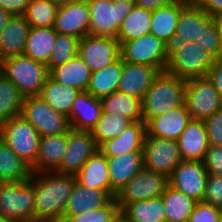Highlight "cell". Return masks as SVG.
Returning a JSON list of instances; mask_svg holds the SVG:
<instances>
[{
	"label": "cell",
	"instance_id": "e575fe53",
	"mask_svg": "<svg viewBox=\"0 0 222 222\" xmlns=\"http://www.w3.org/2000/svg\"><path fill=\"white\" fill-rule=\"evenodd\" d=\"M166 222H188L197 201L168 185L161 196Z\"/></svg>",
	"mask_w": 222,
	"mask_h": 222
},
{
	"label": "cell",
	"instance_id": "7c38bea8",
	"mask_svg": "<svg viewBox=\"0 0 222 222\" xmlns=\"http://www.w3.org/2000/svg\"><path fill=\"white\" fill-rule=\"evenodd\" d=\"M143 167L170 176L182 162L178 141L146 136L143 146Z\"/></svg>",
	"mask_w": 222,
	"mask_h": 222
},
{
	"label": "cell",
	"instance_id": "74e56055",
	"mask_svg": "<svg viewBox=\"0 0 222 222\" xmlns=\"http://www.w3.org/2000/svg\"><path fill=\"white\" fill-rule=\"evenodd\" d=\"M24 96L0 72V125L21 115Z\"/></svg>",
	"mask_w": 222,
	"mask_h": 222
},
{
	"label": "cell",
	"instance_id": "7dc6e473",
	"mask_svg": "<svg viewBox=\"0 0 222 222\" xmlns=\"http://www.w3.org/2000/svg\"><path fill=\"white\" fill-rule=\"evenodd\" d=\"M195 43L202 46L205 51L211 53L217 59L222 57L221 42L215 26L206 31L200 40H196Z\"/></svg>",
	"mask_w": 222,
	"mask_h": 222
},
{
	"label": "cell",
	"instance_id": "ab89813d",
	"mask_svg": "<svg viewBox=\"0 0 222 222\" xmlns=\"http://www.w3.org/2000/svg\"><path fill=\"white\" fill-rule=\"evenodd\" d=\"M58 8L47 0H29L24 17L30 27H53Z\"/></svg>",
	"mask_w": 222,
	"mask_h": 222
},
{
	"label": "cell",
	"instance_id": "9c48e42d",
	"mask_svg": "<svg viewBox=\"0 0 222 222\" xmlns=\"http://www.w3.org/2000/svg\"><path fill=\"white\" fill-rule=\"evenodd\" d=\"M123 61L143 64L165 71L169 60V46L153 34L126 41L120 45Z\"/></svg>",
	"mask_w": 222,
	"mask_h": 222
},
{
	"label": "cell",
	"instance_id": "ee69618b",
	"mask_svg": "<svg viewBox=\"0 0 222 222\" xmlns=\"http://www.w3.org/2000/svg\"><path fill=\"white\" fill-rule=\"evenodd\" d=\"M209 145L222 146V108L203 120Z\"/></svg>",
	"mask_w": 222,
	"mask_h": 222
},
{
	"label": "cell",
	"instance_id": "ac0fdd59",
	"mask_svg": "<svg viewBox=\"0 0 222 222\" xmlns=\"http://www.w3.org/2000/svg\"><path fill=\"white\" fill-rule=\"evenodd\" d=\"M161 71L158 68L123 61L117 90L142 101L147 90Z\"/></svg>",
	"mask_w": 222,
	"mask_h": 222
},
{
	"label": "cell",
	"instance_id": "4dcf8cb0",
	"mask_svg": "<svg viewBox=\"0 0 222 222\" xmlns=\"http://www.w3.org/2000/svg\"><path fill=\"white\" fill-rule=\"evenodd\" d=\"M57 32L53 27H30L24 55L45 65L51 57Z\"/></svg>",
	"mask_w": 222,
	"mask_h": 222
},
{
	"label": "cell",
	"instance_id": "681fc988",
	"mask_svg": "<svg viewBox=\"0 0 222 222\" xmlns=\"http://www.w3.org/2000/svg\"><path fill=\"white\" fill-rule=\"evenodd\" d=\"M213 82L216 90L222 96V57L216 59L215 65L207 75Z\"/></svg>",
	"mask_w": 222,
	"mask_h": 222
},
{
	"label": "cell",
	"instance_id": "f1b7e54d",
	"mask_svg": "<svg viewBox=\"0 0 222 222\" xmlns=\"http://www.w3.org/2000/svg\"><path fill=\"white\" fill-rule=\"evenodd\" d=\"M49 76L62 85L70 86L83 92L88 88L91 71L77 54L65 64L53 68Z\"/></svg>",
	"mask_w": 222,
	"mask_h": 222
},
{
	"label": "cell",
	"instance_id": "6125c7cd",
	"mask_svg": "<svg viewBox=\"0 0 222 222\" xmlns=\"http://www.w3.org/2000/svg\"><path fill=\"white\" fill-rule=\"evenodd\" d=\"M218 222H222V211L220 213V217H219V221Z\"/></svg>",
	"mask_w": 222,
	"mask_h": 222
},
{
	"label": "cell",
	"instance_id": "484cf974",
	"mask_svg": "<svg viewBox=\"0 0 222 222\" xmlns=\"http://www.w3.org/2000/svg\"><path fill=\"white\" fill-rule=\"evenodd\" d=\"M100 98L91 96L87 91L80 92L75 99L69 116L73 129L91 131L101 117Z\"/></svg>",
	"mask_w": 222,
	"mask_h": 222
},
{
	"label": "cell",
	"instance_id": "1f68e13d",
	"mask_svg": "<svg viewBox=\"0 0 222 222\" xmlns=\"http://www.w3.org/2000/svg\"><path fill=\"white\" fill-rule=\"evenodd\" d=\"M123 60L120 57L106 68L91 72L87 92L96 98L106 97L117 90L121 79Z\"/></svg>",
	"mask_w": 222,
	"mask_h": 222
},
{
	"label": "cell",
	"instance_id": "30bf717a",
	"mask_svg": "<svg viewBox=\"0 0 222 222\" xmlns=\"http://www.w3.org/2000/svg\"><path fill=\"white\" fill-rule=\"evenodd\" d=\"M184 104L192 119L205 120L222 108V96L208 76L187 81Z\"/></svg>",
	"mask_w": 222,
	"mask_h": 222
},
{
	"label": "cell",
	"instance_id": "91938a15",
	"mask_svg": "<svg viewBox=\"0 0 222 222\" xmlns=\"http://www.w3.org/2000/svg\"><path fill=\"white\" fill-rule=\"evenodd\" d=\"M24 222H53V221H48V220H29V221H24Z\"/></svg>",
	"mask_w": 222,
	"mask_h": 222
},
{
	"label": "cell",
	"instance_id": "5b68a950",
	"mask_svg": "<svg viewBox=\"0 0 222 222\" xmlns=\"http://www.w3.org/2000/svg\"><path fill=\"white\" fill-rule=\"evenodd\" d=\"M88 35L116 38L123 19L135 6L134 0H89Z\"/></svg>",
	"mask_w": 222,
	"mask_h": 222
},
{
	"label": "cell",
	"instance_id": "836d02e7",
	"mask_svg": "<svg viewBox=\"0 0 222 222\" xmlns=\"http://www.w3.org/2000/svg\"><path fill=\"white\" fill-rule=\"evenodd\" d=\"M31 168L0 138V183L29 180Z\"/></svg>",
	"mask_w": 222,
	"mask_h": 222
},
{
	"label": "cell",
	"instance_id": "6f0895ef",
	"mask_svg": "<svg viewBox=\"0 0 222 222\" xmlns=\"http://www.w3.org/2000/svg\"><path fill=\"white\" fill-rule=\"evenodd\" d=\"M189 3L200 5L204 0H187Z\"/></svg>",
	"mask_w": 222,
	"mask_h": 222
},
{
	"label": "cell",
	"instance_id": "3957f363",
	"mask_svg": "<svg viewBox=\"0 0 222 222\" xmlns=\"http://www.w3.org/2000/svg\"><path fill=\"white\" fill-rule=\"evenodd\" d=\"M216 57L195 42H173L165 69L171 75L186 81L208 75Z\"/></svg>",
	"mask_w": 222,
	"mask_h": 222
},
{
	"label": "cell",
	"instance_id": "277c9868",
	"mask_svg": "<svg viewBox=\"0 0 222 222\" xmlns=\"http://www.w3.org/2000/svg\"><path fill=\"white\" fill-rule=\"evenodd\" d=\"M0 72L24 97L39 96L50 75L47 65L25 55L10 56L1 60Z\"/></svg>",
	"mask_w": 222,
	"mask_h": 222
},
{
	"label": "cell",
	"instance_id": "52a82bcc",
	"mask_svg": "<svg viewBox=\"0 0 222 222\" xmlns=\"http://www.w3.org/2000/svg\"><path fill=\"white\" fill-rule=\"evenodd\" d=\"M34 198L30 180L0 183V216L15 222L34 220Z\"/></svg>",
	"mask_w": 222,
	"mask_h": 222
},
{
	"label": "cell",
	"instance_id": "d4e9b609",
	"mask_svg": "<svg viewBox=\"0 0 222 222\" xmlns=\"http://www.w3.org/2000/svg\"><path fill=\"white\" fill-rule=\"evenodd\" d=\"M30 24L24 16H12L0 32V61L10 56L24 55Z\"/></svg>",
	"mask_w": 222,
	"mask_h": 222
},
{
	"label": "cell",
	"instance_id": "f6af8a7d",
	"mask_svg": "<svg viewBox=\"0 0 222 222\" xmlns=\"http://www.w3.org/2000/svg\"><path fill=\"white\" fill-rule=\"evenodd\" d=\"M221 209L204 201L196 202L188 222H218Z\"/></svg>",
	"mask_w": 222,
	"mask_h": 222
},
{
	"label": "cell",
	"instance_id": "cb8c5ba5",
	"mask_svg": "<svg viewBox=\"0 0 222 222\" xmlns=\"http://www.w3.org/2000/svg\"><path fill=\"white\" fill-rule=\"evenodd\" d=\"M75 176L82 186L105 190L115 198L116 192L110 185L107 157L99 149Z\"/></svg>",
	"mask_w": 222,
	"mask_h": 222
},
{
	"label": "cell",
	"instance_id": "94428289",
	"mask_svg": "<svg viewBox=\"0 0 222 222\" xmlns=\"http://www.w3.org/2000/svg\"><path fill=\"white\" fill-rule=\"evenodd\" d=\"M114 222H125V220L120 216L117 220H115Z\"/></svg>",
	"mask_w": 222,
	"mask_h": 222
},
{
	"label": "cell",
	"instance_id": "f907efd6",
	"mask_svg": "<svg viewBox=\"0 0 222 222\" xmlns=\"http://www.w3.org/2000/svg\"><path fill=\"white\" fill-rule=\"evenodd\" d=\"M208 15H222V0H204L199 5Z\"/></svg>",
	"mask_w": 222,
	"mask_h": 222
},
{
	"label": "cell",
	"instance_id": "5bb4252c",
	"mask_svg": "<svg viewBox=\"0 0 222 222\" xmlns=\"http://www.w3.org/2000/svg\"><path fill=\"white\" fill-rule=\"evenodd\" d=\"M78 55L91 72L106 68L121 57L116 38L86 35L79 41Z\"/></svg>",
	"mask_w": 222,
	"mask_h": 222
},
{
	"label": "cell",
	"instance_id": "9f6ffc18",
	"mask_svg": "<svg viewBox=\"0 0 222 222\" xmlns=\"http://www.w3.org/2000/svg\"><path fill=\"white\" fill-rule=\"evenodd\" d=\"M89 0H65V3H81L88 2Z\"/></svg>",
	"mask_w": 222,
	"mask_h": 222
},
{
	"label": "cell",
	"instance_id": "c3c4849f",
	"mask_svg": "<svg viewBox=\"0 0 222 222\" xmlns=\"http://www.w3.org/2000/svg\"><path fill=\"white\" fill-rule=\"evenodd\" d=\"M29 0H0V8L12 16H24Z\"/></svg>",
	"mask_w": 222,
	"mask_h": 222
},
{
	"label": "cell",
	"instance_id": "2e32d148",
	"mask_svg": "<svg viewBox=\"0 0 222 222\" xmlns=\"http://www.w3.org/2000/svg\"><path fill=\"white\" fill-rule=\"evenodd\" d=\"M90 8L88 2L65 3L59 6L53 29L60 34H67L79 39L88 35Z\"/></svg>",
	"mask_w": 222,
	"mask_h": 222
},
{
	"label": "cell",
	"instance_id": "e0dca14e",
	"mask_svg": "<svg viewBox=\"0 0 222 222\" xmlns=\"http://www.w3.org/2000/svg\"><path fill=\"white\" fill-rule=\"evenodd\" d=\"M214 26L213 17L199 5L188 3L180 12L174 42H195Z\"/></svg>",
	"mask_w": 222,
	"mask_h": 222
},
{
	"label": "cell",
	"instance_id": "11a10c76",
	"mask_svg": "<svg viewBox=\"0 0 222 222\" xmlns=\"http://www.w3.org/2000/svg\"><path fill=\"white\" fill-rule=\"evenodd\" d=\"M47 1L54 3L57 6H62L63 4H65V0H47Z\"/></svg>",
	"mask_w": 222,
	"mask_h": 222
},
{
	"label": "cell",
	"instance_id": "603a6c76",
	"mask_svg": "<svg viewBox=\"0 0 222 222\" xmlns=\"http://www.w3.org/2000/svg\"><path fill=\"white\" fill-rule=\"evenodd\" d=\"M188 3L187 0H175L152 11L150 33L170 47L174 42L180 12Z\"/></svg>",
	"mask_w": 222,
	"mask_h": 222
},
{
	"label": "cell",
	"instance_id": "f35d334b",
	"mask_svg": "<svg viewBox=\"0 0 222 222\" xmlns=\"http://www.w3.org/2000/svg\"><path fill=\"white\" fill-rule=\"evenodd\" d=\"M131 123L132 121L125 116L102 111L91 133L99 147L104 141L118 137Z\"/></svg>",
	"mask_w": 222,
	"mask_h": 222
},
{
	"label": "cell",
	"instance_id": "ffe728a7",
	"mask_svg": "<svg viewBox=\"0 0 222 222\" xmlns=\"http://www.w3.org/2000/svg\"><path fill=\"white\" fill-rule=\"evenodd\" d=\"M146 134V124L143 121H135L126 127L118 137L104 141L98 149L106 157L142 152Z\"/></svg>",
	"mask_w": 222,
	"mask_h": 222
},
{
	"label": "cell",
	"instance_id": "ba28073f",
	"mask_svg": "<svg viewBox=\"0 0 222 222\" xmlns=\"http://www.w3.org/2000/svg\"><path fill=\"white\" fill-rule=\"evenodd\" d=\"M21 116L40 137L66 134L71 129L68 116L55 111L40 96L24 97Z\"/></svg>",
	"mask_w": 222,
	"mask_h": 222
},
{
	"label": "cell",
	"instance_id": "d590c367",
	"mask_svg": "<svg viewBox=\"0 0 222 222\" xmlns=\"http://www.w3.org/2000/svg\"><path fill=\"white\" fill-rule=\"evenodd\" d=\"M152 11L135 5L123 19L116 39L120 45L150 33Z\"/></svg>",
	"mask_w": 222,
	"mask_h": 222
},
{
	"label": "cell",
	"instance_id": "7bdbcfd3",
	"mask_svg": "<svg viewBox=\"0 0 222 222\" xmlns=\"http://www.w3.org/2000/svg\"><path fill=\"white\" fill-rule=\"evenodd\" d=\"M203 201L222 208V175L208 174Z\"/></svg>",
	"mask_w": 222,
	"mask_h": 222
},
{
	"label": "cell",
	"instance_id": "9a60e30c",
	"mask_svg": "<svg viewBox=\"0 0 222 222\" xmlns=\"http://www.w3.org/2000/svg\"><path fill=\"white\" fill-rule=\"evenodd\" d=\"M208 173L203 161H182L169 176V185L195 201H203Z\"/></svg>",
	"mask_w": 222,
	"mask_h": 222
},
{
	"label": "cell",
	"instance_id": "7402d4cb",
	"mask_svg": "<svg viewBox=\"0 0 222 222\" xmlns=\"http://www.w3.org/2000/svg\"><path fill=\"white\" fill-rule=\"evenodd\" d=\"M177 141L182 161H203L209 146L203 121L192 119Z\"/></svg>",
	"mask_w": 222,
	"mask_h": 222
},
{
	"label": "cell",
	"instance_id": "60d3db41",
	"mask_svg": "<svg viewBox=\"0 0 222 222\" xmlns=\"http://www.w3.org/2000/svg\"><path fill=\"white\" fill-rule=\"evenodd\" d=\"M79 41L80 39L77 37L57 33L54 48L47 64L49 72L78 54Z\"/></svg>",
	"mask_w": 222,
	"mask_h": 222
},
{
	"label": "cell",
	"instance_id": "f5cc1de1",
	"mask_svg": "<svg viewBox=\"0 0 222 222\" xmlns=\"http://www.w3.org/2000/svg\"><path fill=\"white\" fill-rule=\"evenodd\" d=\"M12 15L0 8V32L5 28Z\"/></svg>",
	"mask_w": 222,
	"mask_h": 222
},
{
	"label": "cell",
	"instance_id": "44dd1931",
	"mask_svg": "<svg viewBox=\"0 0 222 222\" xmlns=\"http://www.w3.org/2000/svg\"><path fill=\"white\" fill-rule=\"evenodd\" d=\"M112 199L113 197L107 191L85 187L76 181L68 198L62 221L67 216L85 213L86 211L93 209H99L107 205Z\"/></svg>",
	"mask_w": 222,
	"mask_h": 222
},
{
	"label": "cell",
	"instance_id": "b9f144b4",
	"mask_svg": "<svg viewBox=\"0 0 222 222\" xmlns=\"http://www.w3.org/2000/svg\"><path fill=\"white\" fill-rule=\"evenodd\" d=\"M120 208L113 198L107 205L86 211L85 213L67 216L63 222H114L120 217Z\"/></svg>",
	"mask_w": 222,
	"mask_h": 222
},
{
	"label": "cell",
	"instance_id": "83f0119b",
	"mask_svg": "<svg viewBox=\"0 0 222 222\" xmlns=\"http://www.w3.org/2000/svg\"><path fill=\"white\" fill-rule=\"evenodd\" d=\"M67 148V133L40 137L36 157V172H54Z\"/></svg>",
	"mask_w": 222,
	"mask_h": 222
},
{
	"label": "cell",
	"instance_id": "bcb514c9",
	"mask_svg": "<svg viewBox=\"0 0 222 222\" xmlns=\"http://www.w3.org/2000/svg\"><path fill=\"white\" fill-rule=\"evenodd\" d=\"M203 163L208 174L222 175V146L209 145Z\"/></svg>",
	"mask_w": 222,
	"mask_h": 222
},
{
	"label": "cell",
	"instance_id": "8992f818",
	"mask_svg": "<svg viewBox=\"0 0 222 222\" xmlns=\"http://www.w3.org/2000/svg\"><path fill=\"white\" fill-rule=\"evenodd\" d=\"M0 138L36 172L40 135L21 115L1 124Z\"/></svg>",
	"mask_w": 222,
	"mask_h": 222
},
{
	"label": "cell",
	"instance_id": "4fadbf2b",
	"mask_svg": "<svg viewBox=\"0 0 222 222\" xmlns=\"http://www.w3.org/2000/svg\"><path fill=\"white\" fill-rule=\"evenodd\" d=\"M97 150L98 145L91 131L71 128L67 133L66 152L54 172L75 176Z\"/></svg>",
	"mask_w": 222,
	"mask_h": 222
},
{
	"label": "cell",
	"instance_id": "f546056e",
	"mask_svg": "<svg viewBox=\"0 0 222 222\" xmlns=\"http://www.w3.org/2000/svg\"><path fill=\"white\" fill-rule=\"evenodd\" d=\"M120 215L125 222H166L161 196L126 204L120 210Z\"/></svg>",
	"mask_w": 222,
	"mask_h": 222
},
{
	"label": "cell",
	"instance_id": "680465c9",
	"mask_svg": "<svg viewBox=\"0 0 222 222\" xmlns=\"http://www.w3.org/2000/svg\"><path fill=\"white\" fill-rule=\"evenodd\" d=\"M0 222H15L7 217L0 216Z\"/></svg>",
	"mask_w": 222,
	"mask_h": 222
},
{
	"label": "cell",
	"instance_id": "db71d44e",
	"mask_svg": "<svg viewBox=\"0 0 222 222\" xmlns=\"http://www.w3.org/2000/svg\"><path fill=\"white\" fill-rule=\"evenodd\" d=\"M214 26L220 38L222 48V15L213 16Z\"/></svg>",
	"mask_w": 222,
	"mask_h": 222
},
{
	"label": "cell",
	"instance_id": "6da1fadb",
	"mask_svg": "<svg viewBox=\"0 0 222 222\" xmlns=\"http://www.w3.org/2000/svg\"><path fill=\"white\" fill-rule=\"evenodd\" d=\"M34 220L62 221L76 176L57 172H32Z\"/></svg>",
	"mask_w": 222,
	"mask_h": 222
},
{
	"label": "cell",
	"instance_id": "7a4b0ae2",
	"mask_svg": "<svg viewBox=\"0 0 222 222\" xmlns=\"http://www.w3.org/2000/svg\"><path fill=\"white\" fill-rule=\"evenodd\" d=\"M187 81L166 71L154 79L141 101V115L146 124L151 118L184 105Z\"/></svg>",
	"mask_w": 222,
	"mask_h": 222
},
{
	"label": "cell",
	"instance_id": "8d00e7d4",
	"mask_svg": "<svg viewBox=\"0 0 222 222\" xmlns=\"http://www.w3.org/2000/svg\"><path fill=\"white\" fill-rule=\"evenodd\" d=\"M102 111L119 116H125L132 122L143 121L141 115V101L133 96L116 90L112 94L100 99Z\"/></svg>",
	"mask_w": 222,
	"mask_h": 222
},
{
	"label": "cell",
	"instance_id": "d6a6232c",
	"mask_svg": "<svg viewBox=\"0 0 222 222\" xmlns=\"http://www.w3.org/2000/svg\"><path fill=\"white\" fill-rule=\"evenodd\" d=\"M80 92L56 82L49 76L39 96L55 111L65 114L69 118L71 107Z\"/></svg>",
	"mask_w": 222,
	"mask_h": 222
},
{
	"label": "cell",
	"instance_id": "816d5d0a",
	"mask_svg": "<svg viewBox=\"0 0 222 222\" xmlns=\"http://www.w3.org/2000/svg\"><path fill=\"white\" fill-rule=\"evenodd\" d=\"M174 1L175 0H134L135 5L151 11L168 6Z\"/></svg>",
	"mask_w": 222,
	"mask_h": 222
},
{
	"label": "cell",
	"instance_id": "d6986e66",
	"mask_svg": "<svg viewBox=\"0 0 222 222\" xmlns=\"http://www.w3.org/2000/svg\"><path fill=\"white\" fill-rule=\"evenodd\" d=\"M192 120L185 104L165 114L151 118L146 123V136H155L177 141L186 126Z\"/></svg>",
	"mask_w": 222,
	"mask_h": 222
},
{
	"label": "cell",
	"instance_id": "4316f807",
	"mask_svg": "<svg viewBox=\"0 0 222 222\" xmlns=\"http://www.w3.org/2000/svg\"><path fill=\"white\" fill-rule=\"evenodd\" d=\"M107 164L111 188L118 192L143 168V153L129 152L107 157Z\"/></svg>",
	"mask_w": 222,
	"mask_h": 222
},
{
	"label": "cell",
	"instance_id": "8fae6325",
	"mask_svg": "<svg viewBox=\"0 0 222 222\" xmlns=\"http://www.w3.org/2000/svg\"><path fill=\"white\" fill-rule=\"evenodd\" d=\"M168 185V176L143 167L126 185L116 192L115 200L121 210L126 204L162 196Z\"/></svg>",
	"mask_w": 222,
	"mask_h": 222
}]
</instances>
